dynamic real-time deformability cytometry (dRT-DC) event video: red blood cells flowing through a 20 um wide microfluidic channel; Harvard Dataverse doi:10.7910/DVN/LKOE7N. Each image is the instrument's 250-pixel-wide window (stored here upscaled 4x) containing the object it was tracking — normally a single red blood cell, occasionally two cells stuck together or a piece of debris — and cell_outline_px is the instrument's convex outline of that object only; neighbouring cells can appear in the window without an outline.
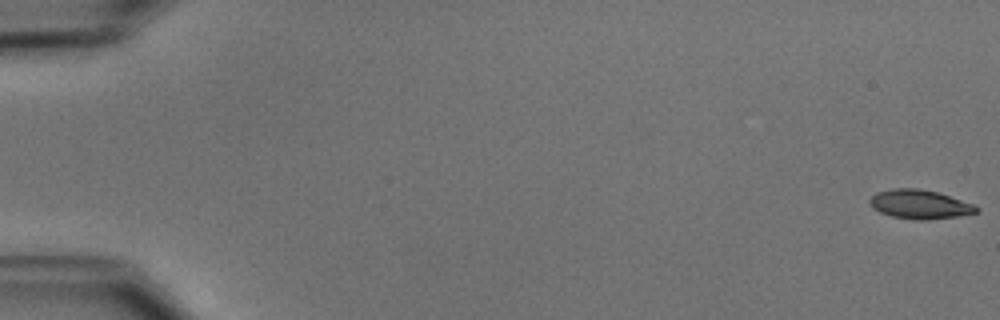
{"species": "common noctule bat (a hibernating species)", "species_latin": "Nyctalus noctula", "temperature_condition": "cold", "stored_images_in_passage": 52, "camera_frame_rate_fps": 3000, "um_per_image_px": 0.085, "animal": {"sex": "male", "body_mass_g": 15.6}, "frame": {"image": 1, "passage_image": 1, "time_ms": 0.0, "image_size_px": [1000, 320], "cell_outline_px": [[980, 212], [960, 216], [924, 220], [916, 220], [892, 216], [880, 212], [872, 208], [868, 200], [876, 192], [892, 188], [920, 188], [936, 192], [972, 204], [980, 208]], "centroid_in_image_um": [78.16, 17.37], "position_along_channel_um": 6.8, "area_um2": 18.03}}
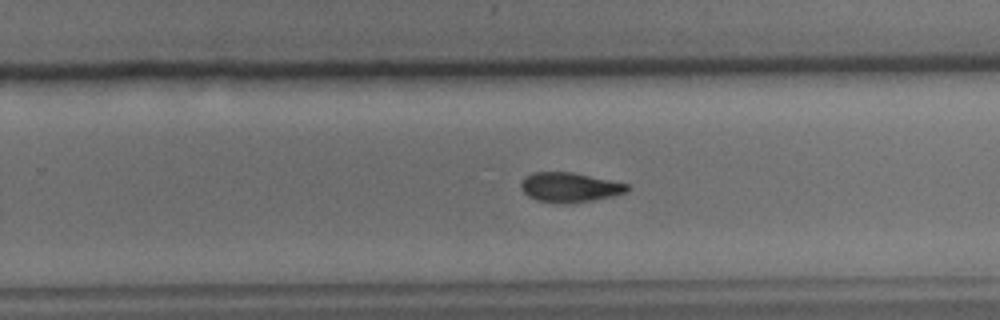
{"frame": {"image": 2, "passage_image": 34, "time_ms": 11.0, "image_size_px": [1000, 320], "cell_outline_px": [[628, 192], [612, 196], [592, 200], [568, 204], [564, 204], [536, 200], [528, 196], [520, 188], [520, 184], [524, 176], [532, 172], [572, 172], [628, 184]], "centroid_in_image_um": [48.38, 15.92], "position_along_channel_um": 281.4, "area_um2": 18.38}}
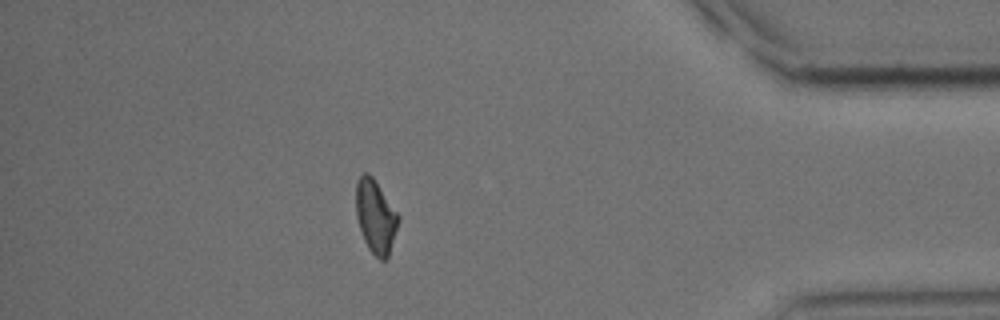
{"frame": {"image": 3, "passage_image": 46, "time_ms": 15.0, "image_size_px": [1000, 320], "cell_outline_px": [[400, 220], [388, 260], [380, 260], [368, 248], [364, 240], [356, 216], [356, 180], [364, 172], [368, 172], [372, 176], [400, 216]], "centroid_in_image_um": [31.94, 18.42], "position_along_channel_um": 403.3, "area_um2": 18.26}, "authors_computed_cell_mechanics": {"area_um2": 18.3515, "velocity_mm_per_s": 3.9415, "shape_relaxation_time_tau1_ms": 4.6806, "shape_relaxation_time_tau2_ms": 4.633, "deformation_change_tau1": 0.1393, "deformation_change_tau2": 0.1125}}